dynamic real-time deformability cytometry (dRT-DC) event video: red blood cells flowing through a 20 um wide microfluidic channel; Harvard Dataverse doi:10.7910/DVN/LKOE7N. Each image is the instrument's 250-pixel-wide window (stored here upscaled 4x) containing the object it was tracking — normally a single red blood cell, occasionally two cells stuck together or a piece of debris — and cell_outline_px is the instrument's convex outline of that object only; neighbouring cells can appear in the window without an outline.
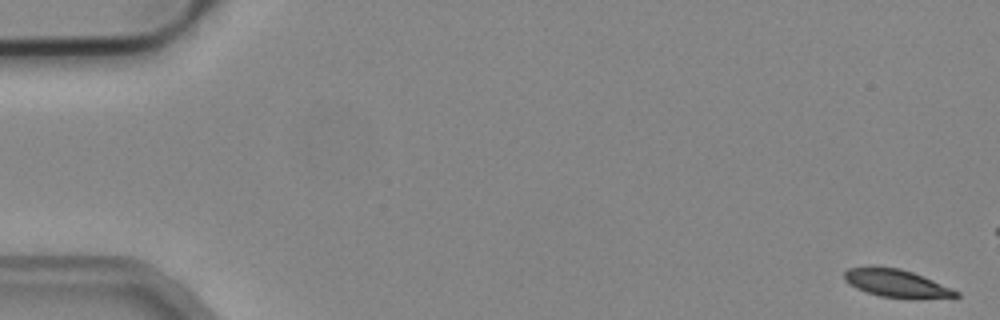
{"species": "common noctule bat (a hibernating species)", "species_latin": "Nyctalus noctula", "temperature_condition": "cold", "stored_images_in_passage": 54, "camera_frame_rate_fps": 3000, "um_per_image_px": 0.085, "animal": {"sex": "male", "body_mass_g": 19.2, "forearm_length_mm": 51.8}, "frame": {"image": 1, "passage_image": 1, "time_ms": 0.0, "image_size_px": [1000, 320], "cell_outline_px": [[960, 296], [880, 296], [856, 288], [848, 284], [844, 280], [844, 272], [848, 268], [872, 264], [900, 268], [912, 272], [932, 280], [960, 292]], "centroid_in_image_um": [76.03, 23.99], "position_along_channel_um": 9.0, "area_um2": 17.51}}